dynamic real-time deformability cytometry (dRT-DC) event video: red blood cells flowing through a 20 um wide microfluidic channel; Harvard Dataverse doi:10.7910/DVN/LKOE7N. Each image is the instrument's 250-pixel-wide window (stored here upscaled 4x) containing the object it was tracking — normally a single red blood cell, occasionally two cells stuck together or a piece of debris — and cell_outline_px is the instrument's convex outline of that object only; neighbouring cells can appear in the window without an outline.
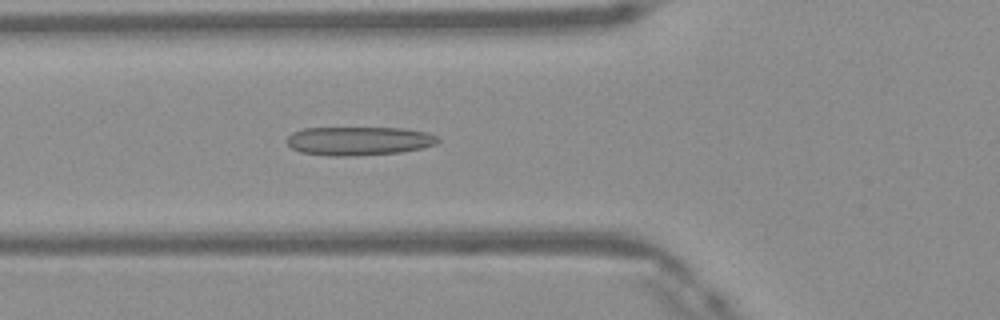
{"species": "Egyptian fruit bat (a non-hibernating species)", "species_latin": "Rousettus aegyptiacus", "temperature_condition": "warm", "stored_images_in_passage": 48, "camera_frame_rate_fps": 3000, "um_per_image_px": 0.085, "frame": {"image": 1, "passage_image": 17, "time_ms": 5.333, "image_size_px": [1000, 320], "cell_outline_px": [[440, 140], [436, 144], [420, 148], [400, 152], [352, 156], [328, 156], [300, 152], [292, 148], [284, 140], [292, 132], [304, 128], [404, 128], [428, 132], [436, 136]], "centroid_in_image_um": [30.47, 11.98], "position_along_channel_um": 95.3, "area_um2": 25.37}}
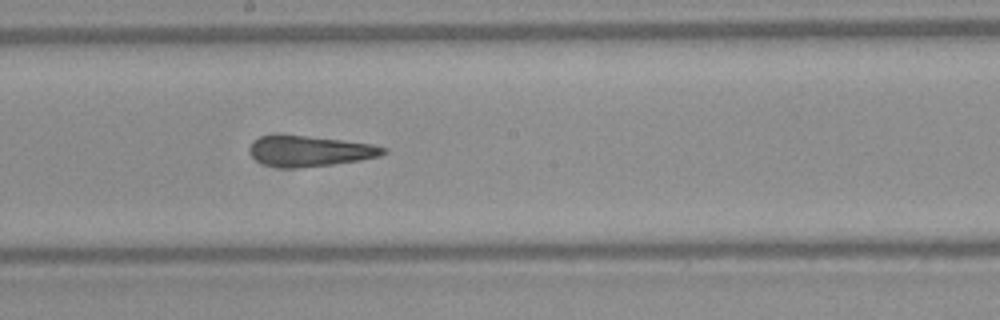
{"frame": {"image": 2, "passage_image": 26, "time_ms": 8.333, "image_size_px": [1000, 320], "cell_outline_px": [[388, 152], [380, 156], [360, 160], [332, 164], [292, 168], [280, 168], [264, 164], [256, 160], [248, 152], [248, 148], [260, 136], [308, 136], [372, 144], [388, 148]], "centroid_in_image_um": [26.36, 12.85], "position_along_channel_um": 221.8, "area_um2": 23.52}}
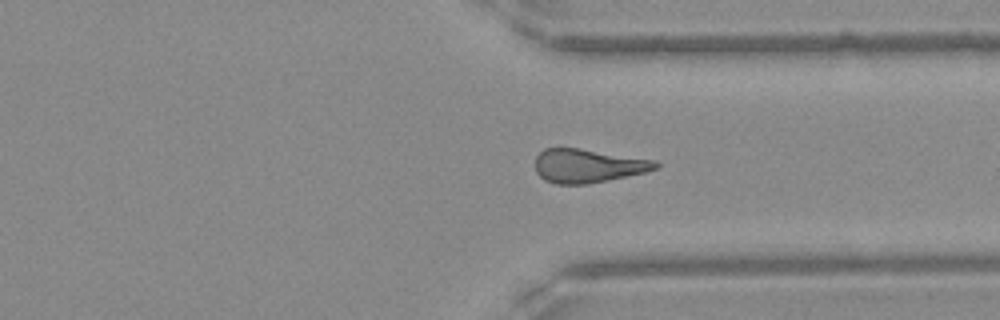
{"frame": {"image": 3, "passage_image": 36, "time_ms": 11.667, "image_size_px": [1000, 320], "cell_outline_px": [[660, 164], [656, 168], [644, 172], [628, 176], [588, 184], [556, 184], [544, 180], [536, 172], [536, 156], [544, 148], [580, 148], [656, 160]], "centroid_in_image_um": [49.96, 14.09], "position_along_channel_um": 361.4, "area_um2": 23.64}, "authors_computed_cell_mechanics": {"area_um2": 24.2471, "velocity_mm_per_s": 4.1896, "shape_relaxation_time_tau1_ms": null, "shape_relaxation_time_tau2_ms": 3.3981, "deformation_change_tau1": null, "deformation_change_tau2": 0.1497}}